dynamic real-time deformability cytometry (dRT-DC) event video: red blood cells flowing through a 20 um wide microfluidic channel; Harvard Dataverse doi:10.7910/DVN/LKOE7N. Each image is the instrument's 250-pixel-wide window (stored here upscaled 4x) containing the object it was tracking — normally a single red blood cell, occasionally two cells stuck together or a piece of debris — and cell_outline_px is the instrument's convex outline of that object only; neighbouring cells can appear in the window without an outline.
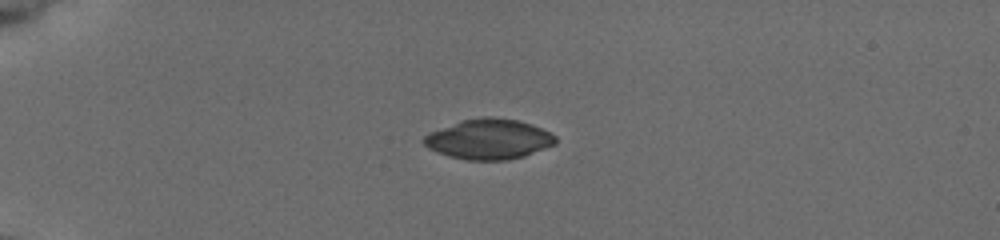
{"species": "common noctule bat (a hibernating species)", "species_latin": "Nyctalus noctula", "temperature_condition": "cold", "stored_images_in_passage": 41, "camera_frame_rate_fps": 3000, "um_per_image_px": 0.085, "animal": {"sex": "female", "body_mass_g": 19.5, "forearm_length_mm": 54.1}, "frame": {"image": 1, "passage_image": 1, "time_ms": 0.0, "image_size_px": [1000, 240], "cell_outline_px": [[556, 144], [524, 156], [508, 160], [468, 160], [448, 156], [436, 152], [428, 148], [420, 140], [428, 132], [460, 120], [484, 116], [492, 116], [516, 120], [532, 124], [556, 136]], "centroid_in_image_um": [41.5, 11.82], "position_along_channel_um": 43.5, "area_um2": 31.1}}
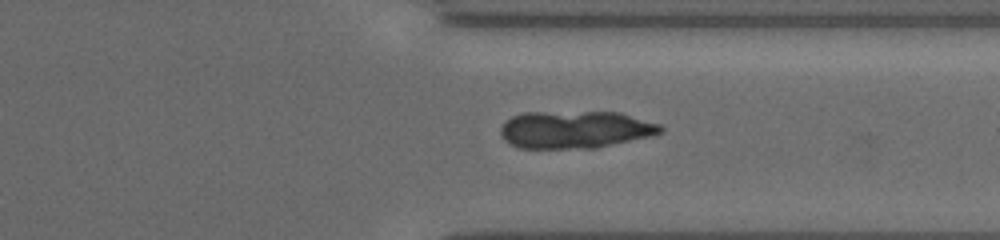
{"frame": {"image": 2, "passage_image": 30, "time_ms": 9.667, "image_size_px": [1000, 240], "cell_outline_px": [[664, 128], [660, 132], [648, 136], [596, 148], [520, 148], [504, 140], [500, 132], [500, 128], [512, 116], [524, 112], [620, 112], [660, 124]], "centroid_in_image_um": [48.87, 11.01], "position_along_channel_um": 362.5, "area_um2": 34.68}}
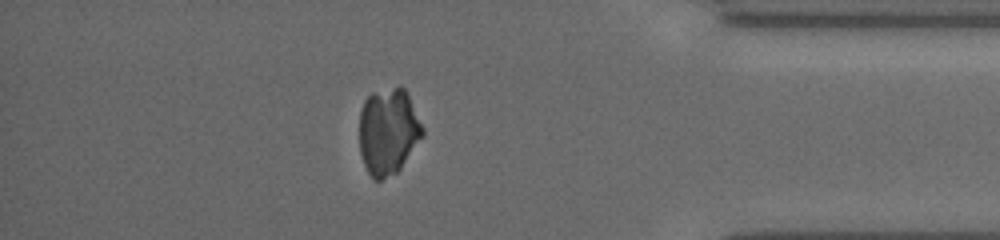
{"frame": {"image": 3, "passage_image": 35, "time_ms": 11.333, "image_size_px": [1000, 240], "cell_outline_px": [[424, 136], [400, 168], [396, 172], [380, 180], [372, 180], [364, 164], [360, 152], [360, 112], [364, 100], [372, 92], [400, 84], [404, 88], [424, 128]], "centroid_in_image_um": [33.0, 11.15], "position_along_channel_um": 402.2, "area_um2": 32.02}}